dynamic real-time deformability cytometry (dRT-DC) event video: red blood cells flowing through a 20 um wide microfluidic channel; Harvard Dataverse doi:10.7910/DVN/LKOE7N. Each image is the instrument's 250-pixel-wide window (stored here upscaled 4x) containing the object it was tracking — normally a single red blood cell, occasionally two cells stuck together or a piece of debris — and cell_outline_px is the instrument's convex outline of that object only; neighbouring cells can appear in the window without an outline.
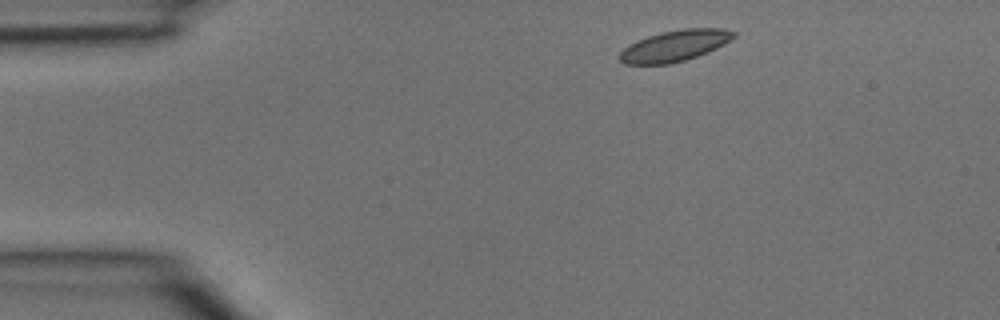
{"species": "common noctule bat (a hibernating species)", "species_latin": "Nyctalus noctula", "temperature_condition": "room temperature", "stored_images_in_passage": 2, "camera_frame_rate_fps": 3000, "um_per_image_px": 0.085, "animal": {"sex": "male", "body_mass_g": 15.6}, "frame": {"image": 1, "passage_image": 1, "time_ms": 0.0, "image_size_px": [1000, 320], "cell_outline_px": [[736, 36], [724, 44], [708, 52], [684, 60], [668, 64], [624, 64], [616, 56], [628, 44], [636, 40], [660, 32], [684, 28], [724, 28], [736, 32]], "centroid_in_image_um": [57.33, 3.88], "position_along_channel_um": 27.7, "area_um2": 20.81}}